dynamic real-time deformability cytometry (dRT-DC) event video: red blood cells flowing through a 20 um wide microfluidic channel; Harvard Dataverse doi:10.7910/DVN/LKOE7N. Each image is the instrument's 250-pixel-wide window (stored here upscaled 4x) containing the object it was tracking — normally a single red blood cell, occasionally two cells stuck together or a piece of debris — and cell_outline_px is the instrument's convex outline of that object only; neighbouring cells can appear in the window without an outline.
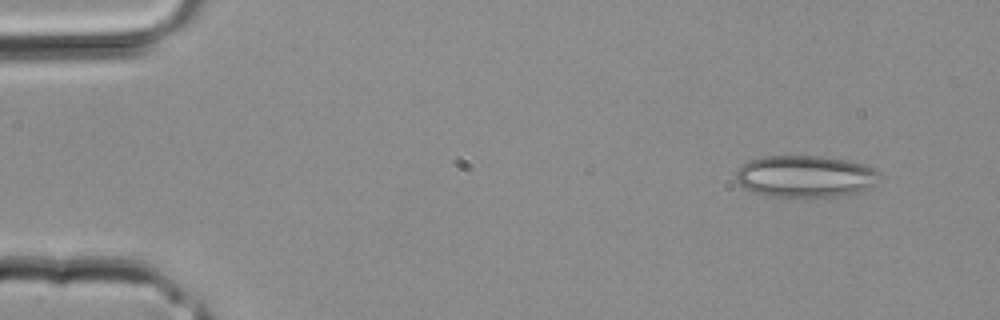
{"species": "common noctule bat (a hibernating species)", "species_latin": "Nyctalus noctula", "temperature_condition": "room temperature", "stored_images_in_passage": 2, "camera_frame_rate_fps": 3000, "um_per_image_px": 0.085, "animal": {"sex": "male", "body_mass_g": 20.4}, "frame": {"image": 1, "passage_image": 1, "time_ms": 0.0, "image_size_px": [1000, 320], "cell_outline_px": [[884, 176], [876, 184], [852, 196], [792, 200], [768, 196], [744, 188], [736, 180], [736, 172], [748, 160], [764, 156], [820, 156], [852, 160], [876, 168]], "centroid_in_image_um": [68.55, 15.04], "position_along_channel_um": 16.4, "area_um2": 36.76}}